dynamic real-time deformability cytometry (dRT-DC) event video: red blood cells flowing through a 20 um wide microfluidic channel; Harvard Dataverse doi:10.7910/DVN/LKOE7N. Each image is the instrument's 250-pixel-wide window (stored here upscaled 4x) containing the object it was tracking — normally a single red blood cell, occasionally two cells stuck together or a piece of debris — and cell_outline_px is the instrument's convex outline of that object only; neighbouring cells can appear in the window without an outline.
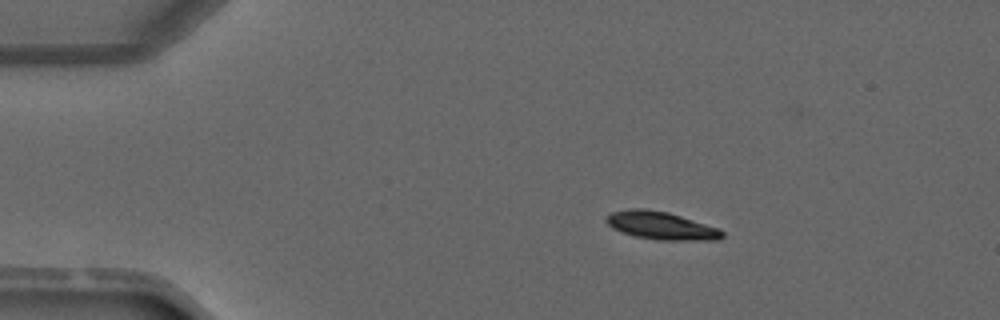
{"species": "common noctule bat (a hibernating species)", "species_latin": "Nyctalus noctula", "temperature_condition": "warm", "stored_images_in_passage": 3, "camera_frame_rate_fps": 3000, "um_per_image_px": 0.085, "animal": {"sex": "male", "forearm_length_mm": 52.5}, "frame": {"image": 1, "passage_image": 1, "time_ms": 0.0, "image_size_px": [1000, 320], "cell_outline_px": [[724, 236], [720, 240], [660, 240], [636, 236], [612, 228], [604, 220], [612, 212], [628, 208], [644, 208], [668, 212], [720, 228], [724, 232]], "centroid_in_image_um": [56.23, 19.17], "position_along_channel_um": 28.8, "area_um2": 18.84}}
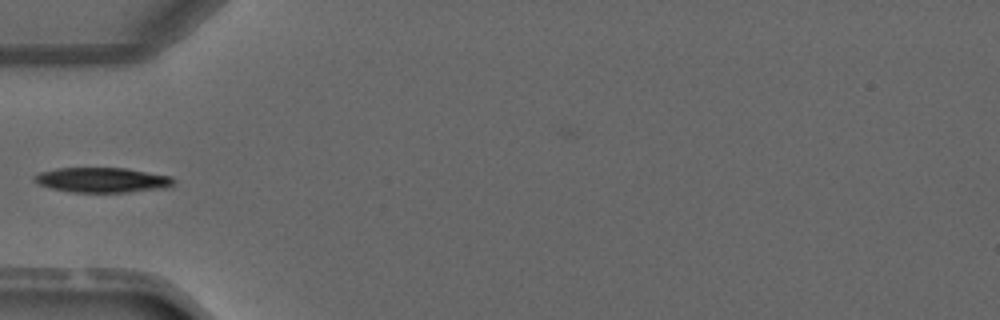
{"frame": {"image": 2, "passage_image": 3, "time_ms": 2.333, "image_size_px": [1000, 320], "cell_outline_px": [[176, 180], [168, 188], [124, 192], [68, 192], [52, 188], [40, 184], [32, 180], [32, 176], [40, 172], [56, 168], [128, 168], [172, 176]], "centroid_in_image_um": [8.7, 15.29], "position_along_channel_um": 76.3, "area_um2": 20.4}}